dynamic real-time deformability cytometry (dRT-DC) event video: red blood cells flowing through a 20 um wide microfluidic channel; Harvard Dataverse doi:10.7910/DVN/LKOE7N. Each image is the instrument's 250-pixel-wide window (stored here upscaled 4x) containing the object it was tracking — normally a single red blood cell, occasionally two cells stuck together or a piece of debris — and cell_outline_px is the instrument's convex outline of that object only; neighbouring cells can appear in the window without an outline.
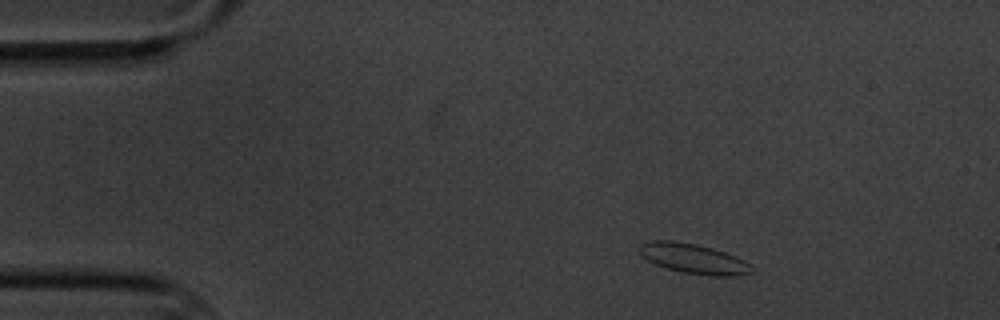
{"species": "common noctule bat (a hibernating species)", "species_latin": "Nyctalus noctula", "temperature_condition": "cold", "stored_images_in_passage": 4, "camera_frame_rate_fps": 3000, "um_per_image_px": 0.085, "animal": {"sex": "male", "body_mass_g": 20.1, "forearm_length_mm": 53.5}, "frame": {"image": 1, "passage_image": 1, "time_ms": 0.0, "image_size_px": [1000, 320], "cell_outline_px": [[752, 272], [736, 276], [712, 276], [684, 272], [664, 268], [652, 264], [640, 252], [640, 244], [652, 240], [672, 240], [696, 244], [712, 248], [736, 256], [744, 260], [748, 264]], "centroid_in_image_um": [58.92, 21.98], "position_along_channel_um": 26.1, "area_um2": 19.42}}
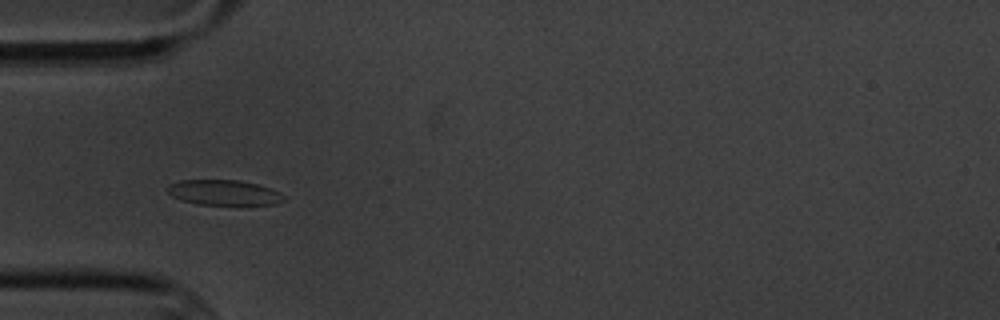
{"frame": {"image": 2, "passage_image": 3, "time_ms": 3.0, "image_size_px": [1000, 320], "cell_outline_px": [[284, 200], [276, 204], [244, 208], [196, 204], [180, 200], [172, 196], [168, 192], [168, 184], [180, 180], [240, 180], [256, 184], [268, 188], [284, 196]], "centroid_in_image_um": [19.05, 16.43], "position_along_channel_um": 66.0, "area_um2": 17.98}}
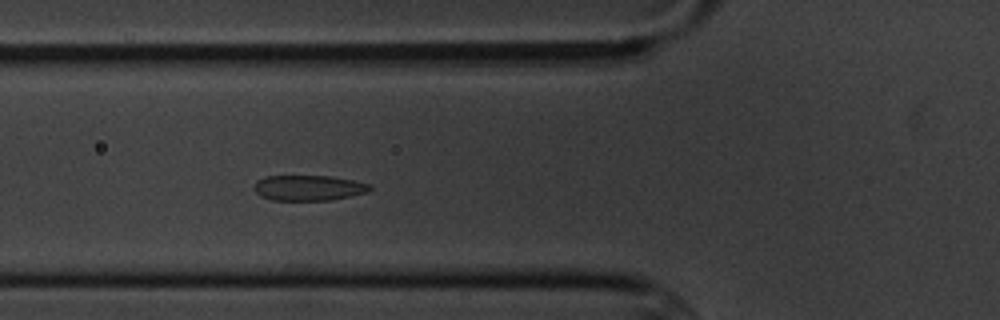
{"frame": {"image": 3, "passage_image": 4, "time_ms": 4.0, "image_size_px": [1000, 320], "cell_outline_px": [[372, 188], [368, 192], [352, 196], [328, 200], [272, 200], [260, 196], [256, 192], [256, 180], [264, 176], [332, 176], [352, 180], [368, 184]], "centroid_in_image_um": [26.23, 15.97], "position_along_channel_um": 99.6, "area_um2": 17.05}}